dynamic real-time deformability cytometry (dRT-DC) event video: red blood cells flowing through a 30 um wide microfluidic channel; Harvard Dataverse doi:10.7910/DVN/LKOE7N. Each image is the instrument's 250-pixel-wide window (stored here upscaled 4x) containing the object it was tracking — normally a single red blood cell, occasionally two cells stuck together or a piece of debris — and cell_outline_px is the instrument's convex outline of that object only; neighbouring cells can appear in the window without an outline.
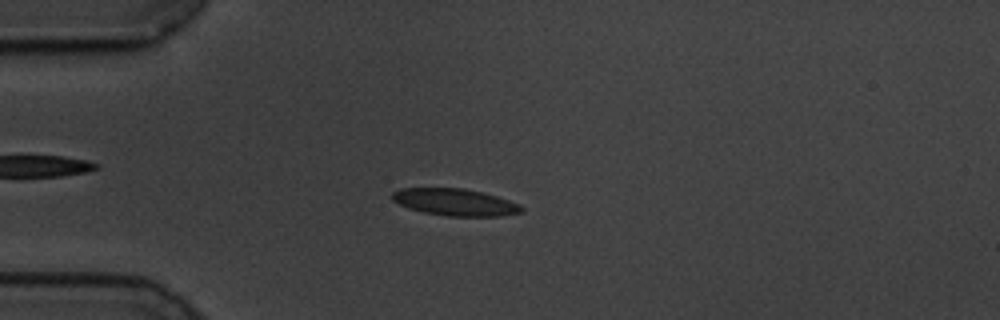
{"species": "common noctule bat (a hibernating species)", "species_latin": "Nyctalus noctula", "temperature_condition": "cold", "stored_images_in_passage": 58, "camera_frame_rate_fps": 3000, "um_per_image_px": 0.085, "animal": {"sex": "male", "body_mass_g": 19.5, "forearm_length_mm": 54.6}, "frame": {"image": 1, "passage_image": 15, "time_ms": 4.667, "image_size_px": [1000, 320], "cell_outline_px": [[524, 212], [500, 216], [448, 216], [424, 212], [408, 208], [392, 200], [392, 192], [400, 188], [464, 188], [496, 196], [520, 204], [524, 208]], "centroid_in_image_um": [38.69, 17.19], "position_along_channel_um": 46.3, "area_um2": 20.29}}
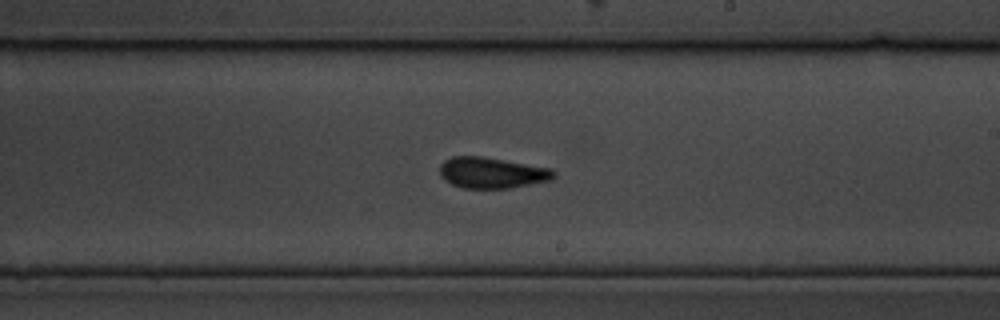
{"frame": {"image": 2, "passage_image": 34, "time_ms": 11.0, "image_size_px": [1000, 320], "cell_outline_px": [[556, 176], [552, 180], [512, 188], [464, 188], [452, 184], [444, 180], [440, 176], [440, 164], [444, 160], [452, 156], [484, 156], [552, 168], [556, 172]], "centroid_in_image_um": [41.84, 14.68], "position_along_channel_um": 247.2, "area_um2": 20.92}}
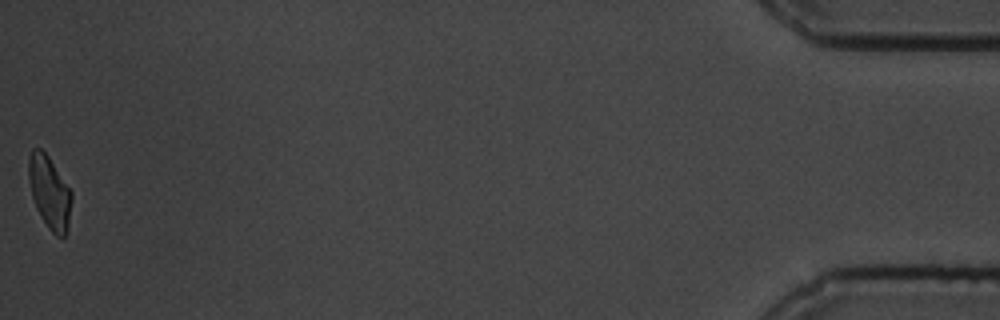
{"frame": {"image": 3, "passage_image": 58, "time_ms": 19.0, "image_size_px": [1000, 320], "cell_outline_px": [[72, 200], [68, 228], [64, 236], [56, 236], [48, 228], [40, 216], [36, 208], [32, 196], [28, 180], [28, 160], [32, 148], [40, 148], [48, 156], [72, 192]], "centroid_in_image_um": [4.2, 16.35], "position_along_channel_um": 431.0, "area_um2": 18.21}, "authors_computed_cell_mechanics": {"area_um2": 20.0566, "velocity_mm_per_s": 3.4595, "shape_relaxation_time_tau1_ms": 4.7726, "shape_relaxation_time_tau2_ms": 2.3274, "deformation_change_tau1": 0.1438, "deformation_change_tau2": 0.0818}}